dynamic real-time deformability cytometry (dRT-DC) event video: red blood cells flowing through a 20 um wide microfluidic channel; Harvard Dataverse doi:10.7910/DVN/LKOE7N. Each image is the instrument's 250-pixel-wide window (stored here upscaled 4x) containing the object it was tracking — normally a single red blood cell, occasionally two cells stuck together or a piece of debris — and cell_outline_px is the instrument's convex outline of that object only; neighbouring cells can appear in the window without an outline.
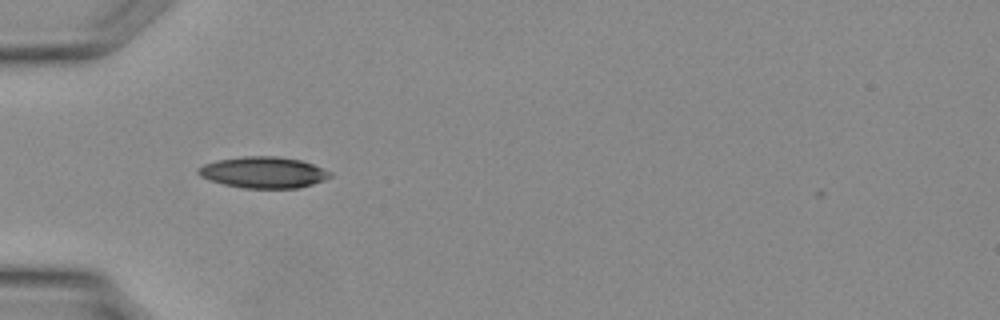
{"species": "Egyptian fruit bat (a non-hibernating species)", "species_latin": "Rousettus aegyptiacus", "temperature_condition": "warm", "stored_images_in_passage": 16, "camera_frame_rate_fps": 3000, "um_per_image_px": 0.085, "animal": {"sex": "female"}, "frame": {"image": 1, "passage_image": 3, "time_ms": 0.667, "image_size_px": [1000, 320], "cell_outline_px": [[332, 176], [324, 180], [312, 184], [296, 188], [244, 188], [224, 184], [200, 176], [196, 172], [196, 168], [204, 164], [216, 160], [244, 156], [280, 156], [300, 160], [312, 164], [332, 172]], "centroid_in_image_um": [22.38, 14.64], "position_along_channel_um": 62.6, "area_um2": 23.99}}